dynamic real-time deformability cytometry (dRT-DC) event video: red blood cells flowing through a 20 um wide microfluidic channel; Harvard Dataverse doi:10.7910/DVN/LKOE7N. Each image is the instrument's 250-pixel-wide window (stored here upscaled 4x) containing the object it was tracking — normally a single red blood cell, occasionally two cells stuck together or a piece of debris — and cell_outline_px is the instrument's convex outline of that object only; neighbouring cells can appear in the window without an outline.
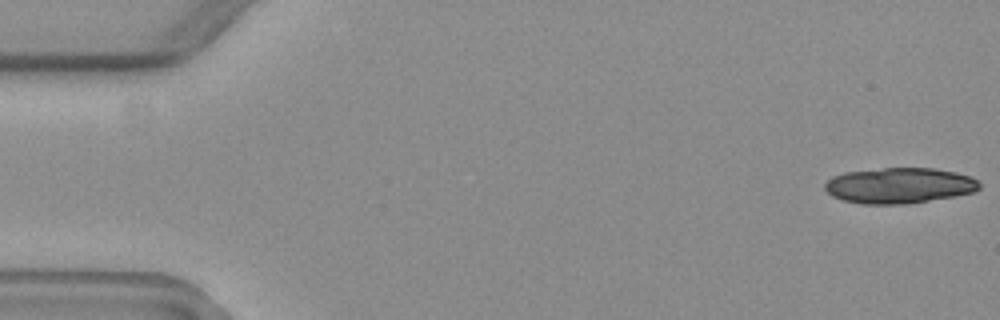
{"species": "common noctule bat (a hibernating species)", "species_latin": "Nyctalus noctula", "temperature_condition": "warm", "stored_images_in_passage": 26, "camera_frame_rate_fps": 3000, "um_per_image_px": 0.085, "animal": {"sex": "female", "body_mass_g": 19.3, "forearm_length_mm": 54.1}, "frame": {"image": 1, "passage_image": 1, "time_ms": 0.0, "image_size_px": [1000, 320], "cell_outline_px": [[980, 188], [972, 192], [952, 196], [908, 204], [864, 204], [844, 200], [832, 196], [824, 188], [824, 184], [832, 176], [844, 172], [884, 168], [932, 168], [956, 172], [972, 176], [980, 184]], "centroid_in_image_um": [76.42, 15.76], "position_along_channel_um": 8.6, "area_um2": 32.02}}